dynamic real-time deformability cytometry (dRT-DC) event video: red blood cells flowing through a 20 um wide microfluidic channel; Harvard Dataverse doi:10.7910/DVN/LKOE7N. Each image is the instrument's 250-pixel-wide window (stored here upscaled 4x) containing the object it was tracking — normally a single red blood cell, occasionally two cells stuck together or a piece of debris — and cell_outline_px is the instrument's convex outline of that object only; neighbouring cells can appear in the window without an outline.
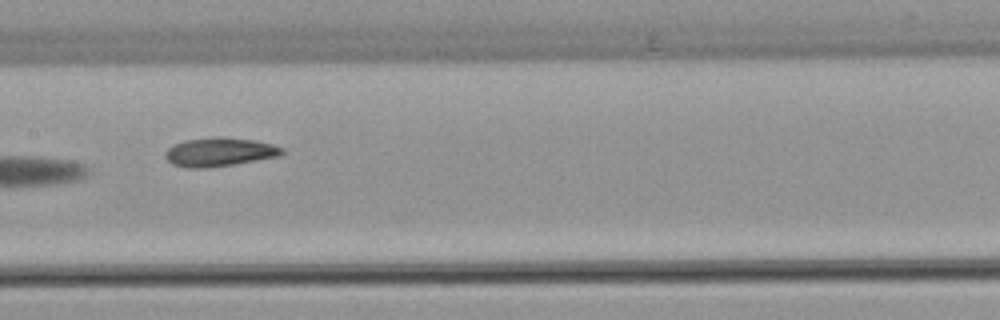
{"species": "common noctule bat (a hibernating species)", "species_latin": "Nyctalus noctula", "temperature_condition": "warm", "stored_images_in_passage": 8, "camera_frame_rate_fps": 3000, "um_per_image_px": 0.085, "animal": {"sex": "female", "body_mass_g": 22.7, "forearm_length_mm": 54.2}, "frame": {"image": 1, "passage_image": 6, "time_ms": 1.667, "image_size_px": [1000, 320], "cell_outline_px": [[284, 152], [280, 156], [208, 168], [188, 168], [172, 164], [164, 156], [164, 152], [172, 144], [184, 140], [216, 136], [256, 140], [272, 144], [284, 148]], "centroid_in_image_um": [18.63, 12.91], "position_along_channel_um": 188.8, "area_um2": 19.71}}
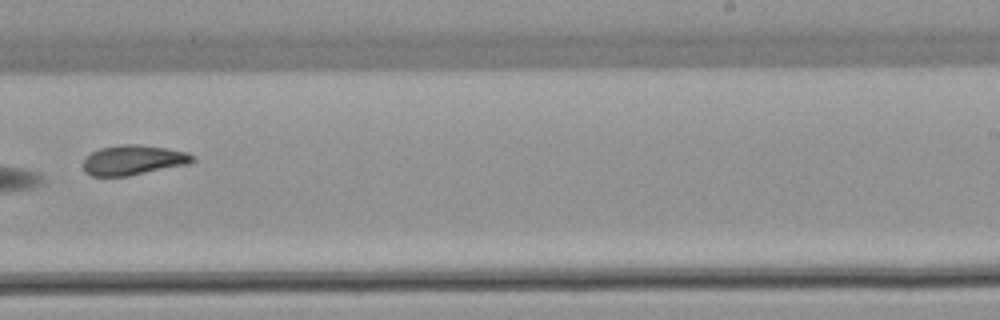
{"frame": {"image": 2, "passage_image": 8, "time_ms": 2.333, "image_size_px": [1000, 320], "cell_outline_px": [[196, 160], [188, 164], [128, 176], [92, 176], [84, 172], [84, 160], [92, 152], [100, 148], [124, 144], [136, 144], [168, 148], [188, 152], [196, 156]], "centroid_in_image_um": [11.37, 13.6], "position_along_channel_um": 277.6, "area_um2": 19.07}}